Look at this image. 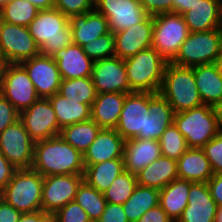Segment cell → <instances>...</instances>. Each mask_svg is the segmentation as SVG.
<instances>
[{
	"label": "cell",
	"instance_id": "obj_1",
	"mask_svg": "<svg viewBox=\"0 0 222 222\" xmlns=\"http://www.w3.org/2000/svg\"><path fill=\"white\" fill-rule=\"evenodd\" d=\"M31 169L43 177L50 175H83V154L60 135L36 142Z\"/></svg>",
	"mask_w": 222,
	"mask_h": 222
},
{
	"label": "cell",
	"instance_id": "obj_2",
	"mask_svg": "<svg viewBox=\"0 0 222 222\" xmlns=\"http://www.w3.org/2000/svg\"><path fill=\"white\" fill-rule=\"evenodd\" d=\"M27 27L40 48V54L51 57L72 43L69 18L56 8L40 10Z\"/></svg>",
	"mask_w": 222,
	"mask_h": 222
},
{
	"label": "cell",
	"instance_id": "obj_3",
	"mask_svg": "<svg viewBox=\"0 0 222 222\" xmlns=\"http://www.w3.org/2000/svg\"><path fill=\"white\" fill-rule=\"evenodd\" d=\"M124 61L127 81L133 92L160 91L168 62L156 49L150 47L141 50Z\"/></svg>",
	"mask_w": 222,
	"mask_h": 222
},
{
	"label": "cell",
	"instance_id": "obj_4",
	"mask_svg": "<svg viewBox=\"0 0 222 222\" xmlns=\"http://www.w3.org/2000/svg\"><path fill=\"white\" fill-rule=\"evenodd\" d=\"M159 93L169 102L175 113L202 105L193 67L168 62Z\"/></svg>",
	"mask_w": 222,
	"mask_h": 222
},
{
	"label": "cell",
	"instance_id": "obj_5",
	"mask_svg": "<svg viewBox=\"0 0 222 222\" xmlns=\"http://www.w3.org/2000/svg\"><path fill=\"white\" fill-rule=\"evenodd\" d=\"M173 124L189 148H202L220 132L216 107L206 104L175 113Z\"/></svg>",
	"mask_w": 222,
	"mask_h": 222
},
{
	"label": "cell",
	"instance_id": "obj_6",
	"mask_svg": "<svg viewBox=\"0 0 222 222\" xmlns=\"http://www.w3.org/2000/svg\"><path fill=\"white\" fill-rule=\"evenodd\" d=\"M44 177L33 169H17L0 197L21 213L42 210Z\"/></svg>",
	"mask_w": 222,
	"mask_h": 222
},
{
	"label": "cell",
	"instance_id": "obj_7",
	"mask_svg": "<svg viewBox=\"0 0 222 222\" xmlns=\"http://www.w3.org/2000/svg\"><path fill=\"white\" fill-rule=\"evenodd\" d=\"M221 56L222 28L202 32H189L171 63L195 67L220 62Z\"/></svg>",
	"mask_w": 222,
	"mask_h": 222
},
{
	"label": "cell",
	"instance_id": "obj_8",
	"mask_svg": "<svg viewBox=\"0 0 222 222\" xmlns=\"http://www.w3.org/2000/svg\"><path fill=\"white\" fill-rule=\"evenodd\" d=\"M188 34L187 24L181 14L161 13L155 15L152 48L156 49L167 62H171Z\"/></svg>",
	"mask_w": 222,
	"mask_h": 222
},
{
	"label": "cell",
	"instance_id": "obj_9",
	"mask_svg": "<svg viewBox=\"0 0 222 222\" xmlns=\"http://www.w3.org/2000/svg\"><path fill=\"white\" fill-rule=\"evenodd\" d=\"M0 94L20 113L28 109L38 96L25 68L20 63H8L5 66Z\"/></svg>",
	"mask_w": 222,
	"mask_h": 222
},
{
	"label": "cell",
	"instance_id": "obj_10",
	"mask_svg": "<svg viewBox=\"0 0 222 222\" xmlns=\"http://www.w3.org/2000/svg\"><path fill=\"white\" fill-rule=\"evenodd\" d=\"M0 53L6 63H21L40 54V48L28 27L0 19Z\"/></svg>",
	"mask_w": 222,
	"mask_h": 222
},
{
	"label": "cell",
	"instance_id": "obj_11",
	"mask_svg": "<svg viewBox=\"0 0 222 222\" xmlns=\"http://www.w3.org/2000/svg\"><path fill=\"white\" fill-rule=\"evenodd\" d=\"M35 142L17 120L0 133V151L16 169H30Z\"/></svg>",
	"mask_w": 222,
	"mask_h": 222
},
{
	"label": "cell",
	"instance_id": "obj_12",
	"mask_svg": "<svg viewBox=\"0 0 222 222\" xmlns=\"http://www.w3.org/2000/svg\"><path fill=\"white\" fill-rule=\"evenodd\" d=\"M19 120L35 143L57 136L61 131L48 98H39L28 109L20 112Z\"/></svg>",
	"mask_w": 222,
	"mask_h": 222
},
{
	"label": "cell",
	"instance_id": "obj_13",
	"mask_svg": "<svg viewBox=\"0 0 222 222\" xmlns=\"http://www.w3.org/2000/svg\"><path fill=\"white\" fill-rule=\"evenodd\" d=\"M83 181V175L44 176L42 210L52 216L66 204L74 201L78 188Z\"/></svg>",
	"mask_w": 222,
	"mask_h": 222
},
{
	"label": "cell",
	"instance_id": "obj_14",
	"mask_svg": "<svg viewBox=\"0 0 222 222\" xmlns=\"http://www.w3.org/2000/svg\"><path fill=\"white\" fill-rule=\"evenodd\" d=\"M146 114H150L148 92L127 94L115 130L124 140L145 139Z\"/></svg>",
	"mask_w": 222,
	"mask_h": 222
},
{
	"label": "cell",
	"instance_id": "obj_15",
	"mask_svg": "<svg viewBox=\"0 0 222 222\" xmlns=\"http://www.w3.org/2000/svg\"><path fill=\"white\" fill-rule=\"evenodd\" d=\"M95 9L107 18L113 33L138 24L148 16L139 0H95Z\"/></svg>",
	"mask_w": 222,
	"mask_h": 222
},
{
	"label": "cell",
	"instance_id": "obj_16",
	"mask_svg": "<svg viewBox=\"0 0 222 222\" xmlns=\"http://www.w3.org/2000/svg\"><path fill=\"white\" fill-rule=\"evenodd\" d=\"M91 78L97 94L133 92L127 81L125 61L119 57L94 61Z\"/></svg>",
	"mask_w": 222,
	"mask_h": 222
},
{
	"label": "cell",
	"instance_id": "obj_17",
	"mask_svg": "<svg viewBox=\"0 0 222 222\" xmlns=\"http://www.w3.org/2000/svg\"><path fill=\"white\" fill-rule=\"evenodd\" d=\"M20 64L25 68L40 98H49L59 91L62 79L52 57L39 54Z\"/></svg>",
	"mask_w": 222,
	"mask_h": 222
},
{
	"label": "cell",
	"instance_id": "obj_18",
	"mask_svg": "<svg viewBox=\"0 0 222 222\" xmlns=\"http://www.w3.org/2000/svg\"><path fill=\"white\" fill-rule=\"evenodd\" d=\"M153 28L154 16L148 15L142 22L114 33L115 56L125 60L152 47Z\"/></svg>",
	"mask_w": 222,
	"mask_h": 222
},
{
	"label": "cell",
	"instance_id": "obj_19",
	"mask_svg": "<svg viewBox=\"0 0 222 222\" xmlns=\"http://www.w3.org/2000/svg\"><path fill=\"white\" fill-rule=\"evenodd\" d=\"M217 208L207 182L190 181L188 205L177 222H215Z\"/></svg>",
	"mask_w": 222,
	"mask_h": 222
},
{
	"label": "cell",
	"instance_id": "obj_20",
	"mask_svg": "<svg viewBox=\"0 0 222 222\" xmlns=\"http://www.w3.org/2000/svg\"><path fill=\"white\" fill-rule=\"evenodd\" d=\"M52 59L56 61L61 79L91 77L94 61L84 52L83 47L71 43L58 50Z\"/></svg>",
	"mask_w": 222,
	"mask_h": 222
},
{
	"label": "cell",
	"instance_id": "obj_21",
	"mask_svg": "<svg viewBox=\"0 0 222 222\" xmlns=\"http://www.w3.org/2000/svg\"><path fill=\"white\" fill-rule=\"evenodd\" d=\"M125 140L115 129H101L93 143L83 154L84 165L111 159H123Z\"/></svg>",
	"mask_w": 222,
	"mask_h": 222
},
{
	"label": "cell",
	"instance_id": "obj_22",
	"mask_svg": "<svg viewBox=\"0 0 222 222\" xmlns=\"http://www.w3.org/2000/svg\"><path fill=\"white\" fill-rule=\"evenodd\" d=\"M194 78L203 104H222V65L220 62L193 67Z\"/></svg>",
	"mask_w": 222,
	"mask_h": 222
},
{
	"label": "cell",
	"instance_id": "obj_23",
	"mask_svg": "<svg viewBox=\"0 0 222 222\" xmlns=\"http://www.w3.org/2000/svg\"><path fill=\"white\" fill-rule=\"evenodd\" d=\"M161 155V146L158 140L140 138L125 140L123 150L125 171L136 175Z\"/></svg>",
	"mask_w": 222,
	"mask_h": 222
},
{
	"label": "cell",
	"instance_id": "obj_24",
	"mask_svg": "<svg viewBox=\"0 0 222 222\" xmlns=\"http://www.w3.org/2000/svg\"><path fill=\"white\" fill-rule=\"evenodd\" d=\"M182 16L189 32L222 28V0H199Z\"/></svg>",
	"mask_w": 222,
	"mask_h": 222
},
{
	"label": "cell",
	"instance_id": "obj_25",
	"mask_svg": "<svg viewBox=\"0 0 222 222\" xmlns=\"http://www.w3.org/2000/svg\"><path fill=\"white\" fill-rule=\"evenodd\" d=\"M69 27L72 43L81 47L110 31L107 18L96 9L69 17Z\"/></svg>",
	"mask_w": 222,
	"mask_h": 222
},
{
	"label": "cell",
	"instance_id": "obj_26",
	"mask_svg": "<svg viewBox=\"0 0 222 222\" xmlns=\"http://www.w3.org/2000/svg\"><path fill=\"white\" fill-rule=\"evenodd\" d=\"M149 113L146 114L145 139L159 140L164 131L174 122V110L159 93L148 92Z\"/></svg>",
	"mask_w": 222,
	"mask_h": 222
},
{
	"label": "cell",
	"instance_id": "obj_27",
	"mask_svg": "<svg viewBox=\"0 0 222 222\" xmlns=\"http://www.w3.org/2000/svg\"><path fill=\"white\" fill-rule=\"evenodd\" d=\"M127 93H100L96 95L91 107V119L101 129H115Z\"/></svg>",
	"mask_w": 222,
	"mask_h": 222
},
{
	"label": "cell",
	"instance_id": "obj_28",
	"mask_svg": "<svg viewBox=\"0 0 222 222\" xmlns=\"http://www.w3.org/2000/svg\"><path fill=\"white\" fill-rule=\"evenodd\" d=\"M137 184L161 190L178 178L177 160L161 155L136 174Z\"/></svg>",
	"mask_w": 222,
	"mask_h": 222
},
{
	"label": "cell",
	"instance_id": "obj_29",
	"mask_svg": "<svg viewBox=\"0 0 222 222\" xmlns=\"http://www.w3.org/2000/svg\"><path fill=\"white\" fill-rule=\"evenodd\" d=\"M177 165L178 178L191 182H207L214 175L202 148H188Z\"/></svg>",
	"mask_w": 222,
	"mask_h": 222
},
{
	"label": "cell",
	"instance_id": "obj_30",
	"mask_svg": "<svg viewBox=\"0 0 222 222\" xmlns=\"http://www.w3.org/2000/svg\"><path fill=\"white\" fill-rule=\"evenodd\" d=\"M189 190L190 181L180 178L160 190L159 205L173 222H177L188 205Z\"/></svg>",
	"mask_w": 222,
	"mask_h": 222
},
{
	"label": "cell",
	"instance_id": "obj_31",
	"mask_svg": "<svg viewBox=\"0 0 222 222\" xmlns=\"http://www.w3.org/2000/svg\"><path fill=\"white\" fill-rule=\"evenodd\" d=\"M124 171L123 159H111L97 164L85 165L83 177L89 186L103 193Z\"/></svg>",
	"mask_w": 222,
	"mask_h": 222
},
{
	"label": "cell",
	"instance_id": "obj_32",
	"mask_svg": "<svg viewBox=\"0 0 222 222\" xmlns=\"http://www.w3.org/2000/svg\"><path fill=\"white\" fill-rule=\"evenodd\" d=\"M55 111L57 122L62 129L65 126L86 121L91 118V106L66 99L58 92L48 98Z\"/></svg>",
	"mask_w": 222,
	"mask_h": 222
},
{
	"label": "cell",
	"instance_id": "obj_33",
	"mask_svg": "<svg viewBox=\"0 0 222 222\" xmlns=\"http://www.w3.org/2000/svg\"><path fill=\"white\" fill-rule=\"evenodd\" d=\"M160 190L137 185L123 209L129 222H137L149 209L159 205Z\"/></svg>",
	"mask_w": 222,
	"mask_h": 222
},
{
	"label": "cell",
	"instance_id": "obj_34",
	"mask_svg": "<svg viewBox=\"0 0 222 222\" xmlns=\"http://www.w3.org/2000/svg\"><path fill=\"white\" fill-rule=\"evenodd\" d=\"M101 128L90 118L86 121L65 126L60 131V136L82 154L95 140Z\"/></svg>",
	"mask_w": 222,
	"mask_h": 222
},
{
	"label": "cell",
	"instance_id": "obj_35",
	"mask_svg": "<svg viewBox=\"0 0 222 222\" xmlns=\"http://www.w3.org/2000/svg\"><path fill=\"white\" fill-rule=\"evenodd\" d=\"M58 93L69 101L87 104L91 107L97 95L91 77L62 79Z\"/></svg>",
	"mask_w": 222,
	"mask_h": 222
},
{
	"label": "cell",
	"instance_id": "obj_36",
	"mask_svg": "<svg viewBox=\"0 0 222 222\" xmlns=\"http://www.w3.org/2000/svg\"><path fill=\"white\" fill-rule=\"evenodd\" d=\"M40 9L27 0H10L0 7L2 21L27 27Z\"/></svg>",
	"mask_w": 222,
	"mask_h": 222
},
{
	"label": "cell",
	"instance_id": "obj_37",
	"mask_svg": "<svg viewBox=\"0 0 222 222\" xmlns=\"http://www.w3.org/2000/svg\"><path fill=\"white\" fill-rule=\"evenodd\" d=\"M74 201L85 210L92 222H96L101 217L107 203L103 193L89 186L85 181L79 186Z\"/></svg>",
	"mask_w": 222,
	"mask_h": 222
},
{
	"label": "cell",
	"instance_id": "obj_38",
	"mask_svg": "<svg viewBox=\"0 0 222 222\" xmlns=\"http://www.w3.org/2000/svg\"><path fill=\"white\" fill-rule=\"evenodd\" d=\"M137 185L136 175L124 171L103 192L104 198L108 203L124 204L133 194Z\"/></svg>",
	"mask_w": 222,
	"mask_h": 222
},
{
	"label": "cell",
	"instance_id": "obj_39",
	"mask_svg": "<svg viewBox=\"0 0 222 222\" xmlns=\"http://www.w3.org/2000/svg\"><path fill=\"white\" fill-rule=\"evenodd\" d=\"M158 141L162 155L174 160H178L189 148L186 139L174 124L164 131Z\"/></svg>",
	"mask_w": 222,
	"mask_h": 222
},
{
	"label": "cell",
	"instance_id": "obj_40",
	"mask_svg": "<svg viewBox=\"0 0 222 222\" xmlns=\"http://www.w3.org/2000/svg\"><path fill=\"white\" fill-rule=\"evenodd\" d=\"M85 54L93 61L115 56L114 33L109 31L83 46Z\"/></svg>",
	"mask_w": 222,
	"mask_h": 222
},
{
	"label": "cell",
	"instance_id": "obj_41",
	"mask_svg": "<svg viewBox=\"0 0 222 222\" xmlns=\"http://www.w3.org/2000/svg\"><path fill=\"white\" fill-rule=\"evenodd\" d=\"M51 222H92L85 210L71 201L51 216Z\"/></svg>",
	"mask_w": 222,
	"mask_h": 222
},
{
	"label": "cell",
	"instance_id": "obj_42",
	"mask_svg": "<svg viewBox=\"0 0 222 222\" xmlns=\"http://www.w3.org/2000/svg\"><path fill=\"white\" fill-rule=\"evenodd\" d=\"M202 150L210 162L213 174H222V132L209 140Z\"/></svg>",
	"mask_w": 222,
	"mask_h": 222
},
{
	"label": "cell",
	"instance_id": "obj_43",
	"mask_svg": "<svg viewBox=\"0 0 222 222\" xmlns=\"http://www.w3.org/2000/svg\"><path fill=\"white\" fill-rule=\"evenodd\" d=\"M54 8L69 18L95 9V0H54Z\"/></svg>",
	"mask_w": 222,
	"mask_h": 222
},
{
	"label": "cell",
	"instance_id": "obj_44",
	"mask_svg": "<svg viewBox=\"0 0 222 222\" xmlns=\"http://www.w3.org/2000/svg\"><path fill=\"white\" fill-rule=\"evenodd\" d=\"M19 120V112L0 94V133Z\"/></svg>",
	"mask_w": 222,
	"mask_h": 222
},
{
	"label": "cell",
	"instance_id": "obj_45",
	"mask_svg": "<svg viewBox=\"0 0 222 222\" xmlns=\"http://www.w3.org/2000/svg\"><path fill=\"white\" fill-rule=\"evenodd\" d=\"M96 222H129L122 204L106 203L101 217Z\"/></svg>",
	"mask_w": 222,
	"mask_h": 222
},
{
	"label": "cell",
	"instance_id": "obj_46",
	"mask_svg": "<svg viewBox=\"0 0 222 222\" xmlns=\"http://www.w3.org/2000/svg\"><path fill=\"white\" fill-rule=\"evenodd\" d=\"M139 2L150 16L173 13V0H139Z\"/></svg>",
	"mask_w": 222,
	"mask_h": 222
},
{
	"label": "cell",
	"instance_id": "obj_47",
	"mask_svg": "<svg viewBox=\"0 0 222 222\" xmlns=\"http://www.w3.org/2000/svg\"><path fill=\"white\" fill-rule=\"evenodd\" d=\"M16 170L0 151V192L10 182Z\"/></svg>",
	"mask_w": 222,
	"mask_h": 222
},
{
	"label": "cell",
	"instance_id": "obj_48",
	"mask_svg": "<svg viewBox=\"0 0 222 222\" xmlns=\"http://www.w3.org/2000/svg\"><path fill=\"white\" fill-rule=\"evenodd\" d=\"M137 222H173L160 205L149 209Z\"/></svg>",
	"mask_w": 222,
	"mask_h": 222
},
{
	"label": "cell",
	"instance_id": "obj_49",
	"mask_svg": "<svg viewBox=\"0 0 222 222\" xmlns=\"http://www.w3.org/2000/svg\"><path fill=\"white\" fill-rule=\"evenodd\" d=\"M207 184L213 200L218 207H222V174H214Z\"/></svg>",
	"mask_w": 222,
	"mask_h": 222
},
{
	"label": "cell",
	"instance_id": "obj_50",
	"mask_svg": "<svg viewBox=\"0 0 222 222\" xmlns=\"http://www.w3.org/2000/svg\"><path fill=\"white\" fill-rule=\"evenodd\" d=\"M21 214L0 197V222H18Z\"/></svg>",
	"mask_w": 222,
	"mask_h": 222
},
{
	"label": "cell",
	"instance_id": "obj_51",
	"mask_svg": "<svg viewBox=\"0 0 222 222\" xmlns=\"http://www.w3.org/2000/svg\"><path fill=\"white\" fill-rule=\"evenodd\" d=\"M18 222H51V216L43 210L22 213Z\"/></svg>",
	"mask_w": 222,
	"mask_h": 222
},
{
	"label": "cell",
	"instance_id": "obj_52",
	"mask_svg": "<svg viewBox=\"0 0 222 222\" xmlns=\"http://www.w3.org/2000/svg\"><path fill=\"white\" fill-rule=\"evenodd\" d=\"M199 0H173V13L183 14L194 6Z\"/></svg>",
	"mask_w": 222,
	"mask_h": 222
},
{
	"label": "cell",
	"instance_id": "obj_53",
	"mask_svg": "<svg viewBox=\"0 0 222 222\" xmlns=\"http://www.w3.org/2000/svg\"><path fill=\"white\" fill-rule=\"evenodd\" d=\"M40 10L54 8V0H27Z\"/></svg>",
	"mask_w": 222,
	"mask_h": 222
},
{
	"label": "cell",
	"instance_id": "obj_54",
	"mask_svg": "<svg viewBox=\"0 0 222 222\" xmlns=\"http://www.w3.org/2000/svg\"><path fill=\"white\" fill-rule=\"evenodd\" d=\"M6 61L4 60L3 56L0 53V84L2 82L3 72L6 66Z\"/></svg>",
	"mask_w": 222,
	"mask_h": 222
},
{
	"label": "cell",
	"instance_id": "obj_55",
	"mask_svg": "<svg viewBox=\"0 0 222 222\" xmlns=\"http://www.w3.org/2000/svg\"><path fill=\"white\" fill-rule=\"evenodd\" d=\"M218 113L219 130L222 132V104L216 107Z\"/></svg>",
	"mask_w": 222,
	"mask_h": 222
},
{
	"label": "cell",
	"instance_id": "obj_56",
	"mask_svg": "<svg viewBox=\"0 0 222 222\" xmlns=\"http://www.w3.org/2000/svg\"><path fill=\"white\" fill-rule=\"evenodd\" d=\"M215 222H222V207L217 208Z\"/></svg>",
	"mask_w": 222,
	"mask_h": 222
},
{
	"label": "cell",
	"instance_id": "obj_57",
	"mask_svg": "<svg viewBox=\"0 0 222 222\" xmlns=\"http://www.w3.org/2000/svg\"><path fill=\"white\" fill-rule=\"evenodd\" d=\"M8 1H10V0H0V7H1L3 4L7 3Z\"/></svg>",
	"mask_w": 222,
	"mask_h": 222
}]
</instances>
